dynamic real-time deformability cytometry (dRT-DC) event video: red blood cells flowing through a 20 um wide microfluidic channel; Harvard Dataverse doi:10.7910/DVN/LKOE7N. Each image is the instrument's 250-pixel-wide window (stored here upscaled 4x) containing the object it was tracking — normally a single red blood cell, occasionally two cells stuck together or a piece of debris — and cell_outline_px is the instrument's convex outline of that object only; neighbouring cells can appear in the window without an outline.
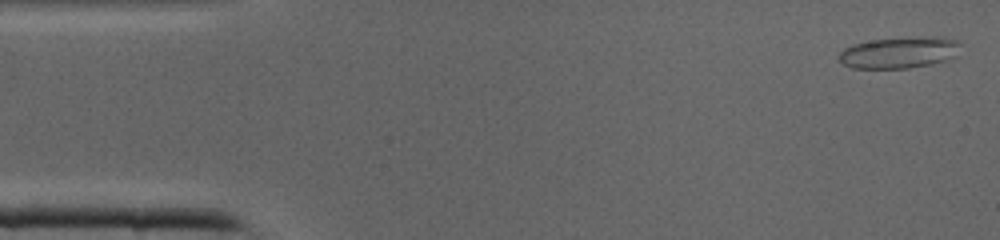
{"species": "common noctule bat (a hibernating species)", "species_latin": "Nyctalus noctula", "temperature_condition": "cold", "stored_images_in_passage": 40, "camera_frame_rate_fps": 3000, "um_per_image_px": 0.085, "animal": {"sex": "male", "body_mass_g": 19.0, "forearm_length_mm": 50.8}, "frame": {"image": 1, "passage_image": 1, "time_ms": 0.0, "image_size_px": [1000, 240], "cell_outline_px": [[960, 44], [956, 56], [932, 64], [908, 68], [852, 68], [844, 64], [840, 60], [840, 52], [844, 48], [852, 44], [872, 40], [940, 36], [956, 40]], "centroid_in_image_um": [76.44, 4.47], "position_along_channel_um": 8.6, "area_um2": 21.96}}
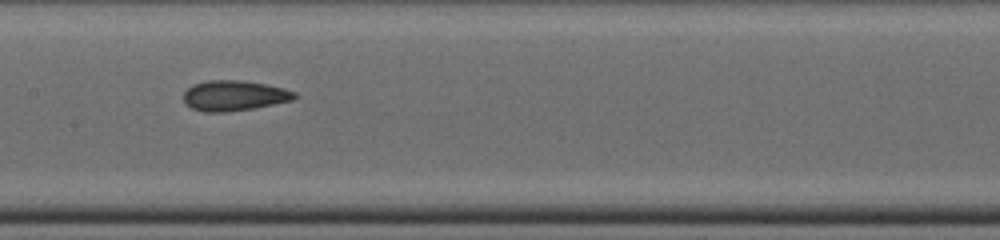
{"frame": {"image": 2, "passage_image": 19, "time_ms": 6.0, "image_size_px": [1000, 240], "cell_outline_px": [[300, 96], [296, 100], [252, 108], [224, 112], [204, 112], [192, 108], [184, 104], [184, 92], [192, 84], [208, 80], [240, 80], [264, 84], [284, 88], [296, 92]], "centroid_in_image_um": [19.93, 8.13], "position_along_channel_um": 187.5, "area_um2": 19.77}}
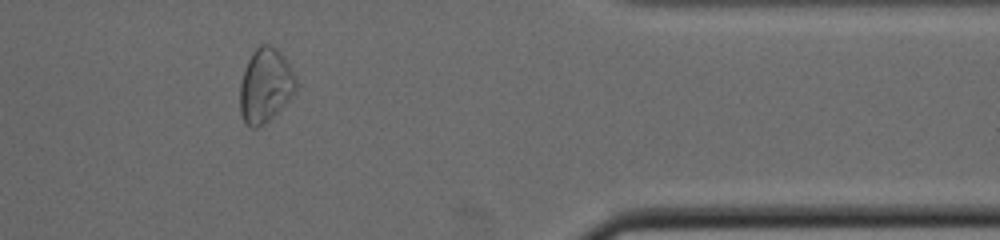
{"frame": {"image": 3, "passage_image": 33, "time_ms": 10.667, "image_size_px": [1000, 240], "cell_outline_px": [[296, 88], [292, 96], [268, 120], [256, 128], [252, 128], [244, 124], [240, 112], [240, 84], [248, 60], [252, 52], [260, 44], [268, 44], [276, 48], [284, 56], [296, 80]], "centroid_in_image_um": [22.53, 7.26], "position_along_channel_um": 388.9, "area_um2": 23.87}}